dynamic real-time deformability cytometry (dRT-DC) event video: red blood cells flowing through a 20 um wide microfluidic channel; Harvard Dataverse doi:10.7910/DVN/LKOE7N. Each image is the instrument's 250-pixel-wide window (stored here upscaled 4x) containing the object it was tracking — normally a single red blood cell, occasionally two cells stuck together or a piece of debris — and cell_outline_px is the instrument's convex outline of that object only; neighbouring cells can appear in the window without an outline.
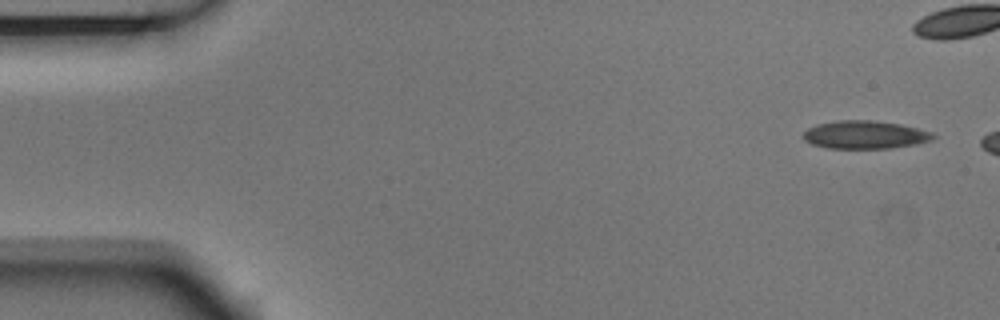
{"species": "Egyptian fruit bat (a non-hibernating species)", "species_latin": "Rousettus aegyptiacus", "temperature_condition": "room temperature", "stored_images_in_passage": 3, "camera_frame_rate_fps": 3000, "um_per_image_px": 0.085, "animal": {"sex": "male"}, "frame": {"image": 1, "passage_image": 1, "time_ms": 0.0, "image_size_px": [1000, 320], "cell_outline_px": [[936, 136], [932, 140], [916, 144], [892, 148], [828, 148], [812, 144], [804, 140], [804, 132], [808, 128], [816, 124], [836, 120], [872, 120], [900, 124], [932, 132]], "centroid_in_image_um": [73.52, 11.45], "position_along_channel_um": 11.5, "area_um2": 21.21}}